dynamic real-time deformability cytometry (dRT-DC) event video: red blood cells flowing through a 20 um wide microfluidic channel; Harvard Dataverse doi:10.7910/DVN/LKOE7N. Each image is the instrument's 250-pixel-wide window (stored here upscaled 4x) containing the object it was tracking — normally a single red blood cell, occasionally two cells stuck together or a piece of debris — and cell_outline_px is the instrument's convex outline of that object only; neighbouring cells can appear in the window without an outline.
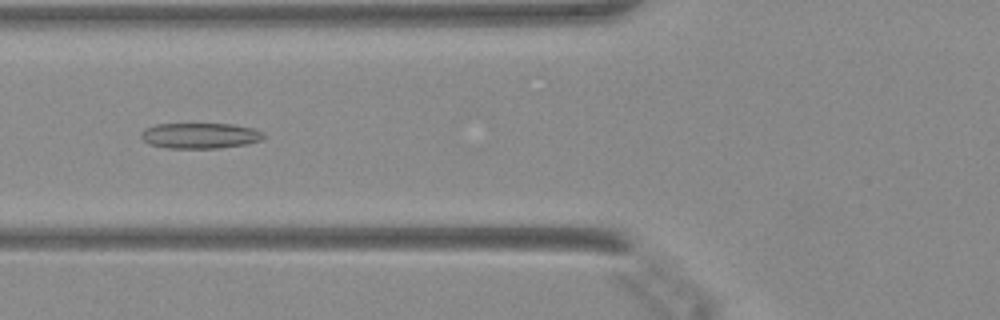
{"species": "Egyptian fruit bat (a non-hibernating species)", "species_latin": "Rousettus aegyptiacus", "temperature_condition": "warm", "stored_images_in_passage": 37, "camera_frame_rate_fps": 3000, "um_per_image_px": 0.085, "animal": {"sex": "female"}, "frame": {"image": 1, "passage_image": 8, "time_ms": 2.333, "image_size_px": [1000, 320], "cell_outline_px": [[264, 136], [260, 140], [244, 144], [216, 148], [168, 148], [152, 144], [144, 140], [140, 136], [140, 132], [156, 124], [232, 124], [252, 128], [260, 132]], "centroid_in_image_um": [16.97, 11.52], "position_along_channel_um": 108.8, "area_um2": 17.86}}
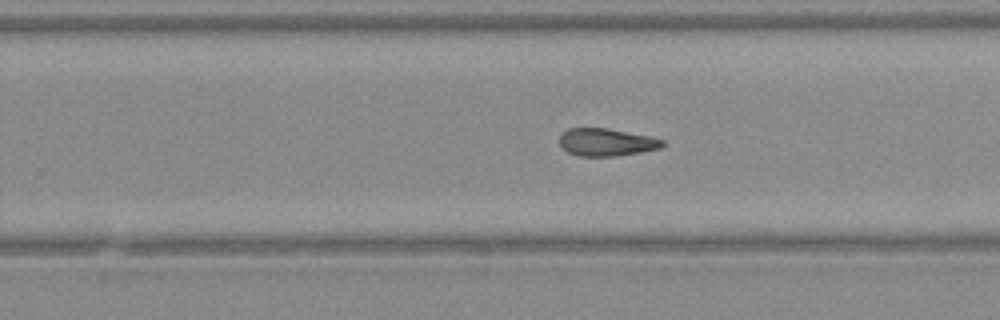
{"frame": {"image": 2, "passage_image": 20, "time_ms": 6.333, "image_size_px": [1000, 320], "cell_outline_px": [[664, 144], [660, 148], [640, 152], [616, 156], [580, 156], [568, 152], [560, 144], [560, 136], [568, 128], [608, 128], [652, 136], [664, 140]], "centroid_in_image_um": [51.57, 12.08], "position_along_channel_um": 278.2, "area_um2": 16.53}}
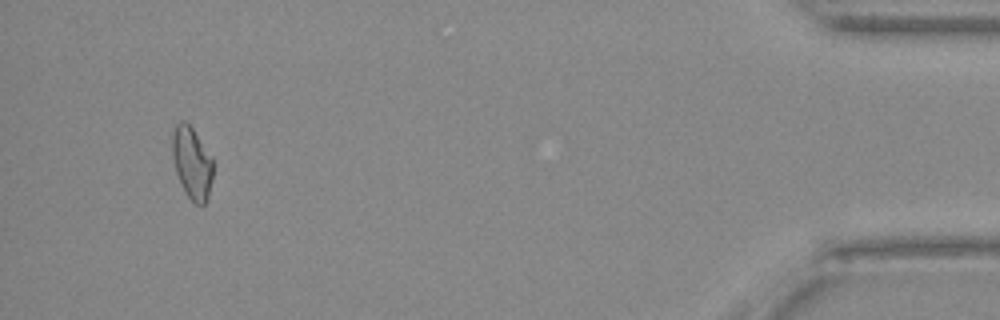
{"frame": {"image": 3, "passage_image": 35, "time_ms": 11.333, "image_size_px": [1000, 320], "cell_outline_px": [[212, 180], [208, 196], [204, 204], [196, 204], [188, 196], [176, 172], [172, 156], [172, 132], [176, 124], [180, 120], [184, 120], [192, 128], [212, 160]], "centroid_in_image_um": [16.29, 13.82], "position_along_channel_um": 418.9, "area_um2": 16.59}}